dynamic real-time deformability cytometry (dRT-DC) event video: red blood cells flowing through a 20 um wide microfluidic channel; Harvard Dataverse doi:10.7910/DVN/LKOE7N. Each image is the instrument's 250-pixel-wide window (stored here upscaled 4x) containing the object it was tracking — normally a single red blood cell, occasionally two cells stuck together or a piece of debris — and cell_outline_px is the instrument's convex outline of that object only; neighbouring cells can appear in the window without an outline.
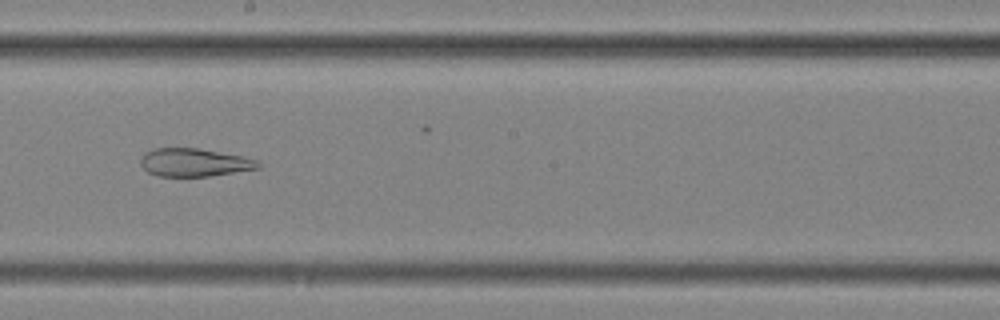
{"species": "common noctule bat (a hibernating species)", "species_latin": "Nyctalus noctula", "temperature_condition": "cold", "stored_images_in_passage": 44, "segment_of_instrument_passage": [2, 2], "camera_frame_rate_fps": 3000, "um_per_image_px": 0.085, "animal": {"sex": "female", "body_mass_g": 25.1}, "frame": {"image": 1, "passage_image": 20, "time_ms": 6.333, "image_size_px": [1000, 320], "cell_outline_px": [[260, 168], [208, 176], [160, 176], [148, 172], [140, 164], [140, 160], [144, 152], [152, 148], [200, 148], [260, 160]], "centroid_in_image_um": [16.5, 13.8], "position_along_channel_um": 231.7, "area_um2": 19.19}}
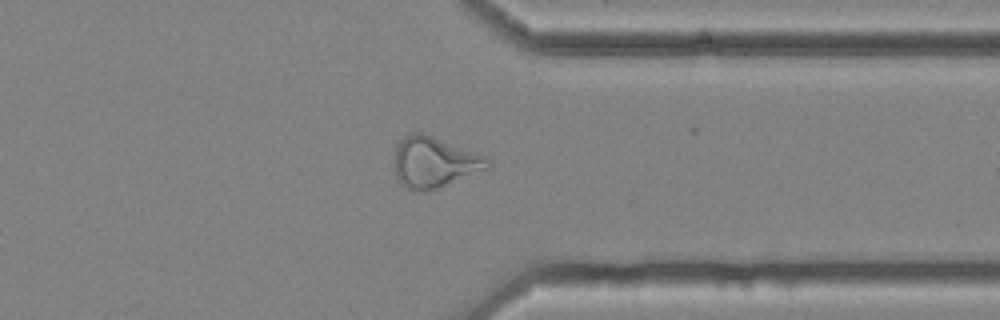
{"frame": {"image": 2, "passage_image": 32, "time_ms": 10.333, "image_size_px": [1000, 320], "cell_outline_px": [[492, 168], [440, 188], [424, 192], [420, 192], [408, 188], [400, 184], [396, 176], [396, 144], [404, 136], [412, 132], [424, 132], [488, 156], [492, 160]], "centroid_in_image_um": [37.0, 13.79], "position_along_channel_um": 374.4, "area_um2": 28.38}}
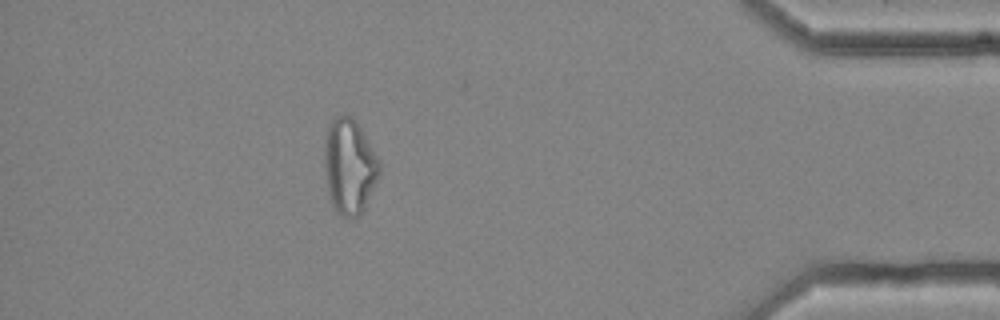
{"frame": {"image": 3, "passage_image": 38, "time_ms": 12.333, "image_size_px": [1000, 320], "cell_outline_px": [[380, 172], [364, 208], [360, 216], [344, 216], [336, 212], [332, 208], [328, 192], [324, 172], [324, 144], [328, 128], [332, 120], [336, 116], [344, 112], [352, 116], [360, 128], [380, 160]], "centroid_in_image_um": [29.67, 14.12], "position_along_channel_um": 405.5, "area_um2": 30.58}}